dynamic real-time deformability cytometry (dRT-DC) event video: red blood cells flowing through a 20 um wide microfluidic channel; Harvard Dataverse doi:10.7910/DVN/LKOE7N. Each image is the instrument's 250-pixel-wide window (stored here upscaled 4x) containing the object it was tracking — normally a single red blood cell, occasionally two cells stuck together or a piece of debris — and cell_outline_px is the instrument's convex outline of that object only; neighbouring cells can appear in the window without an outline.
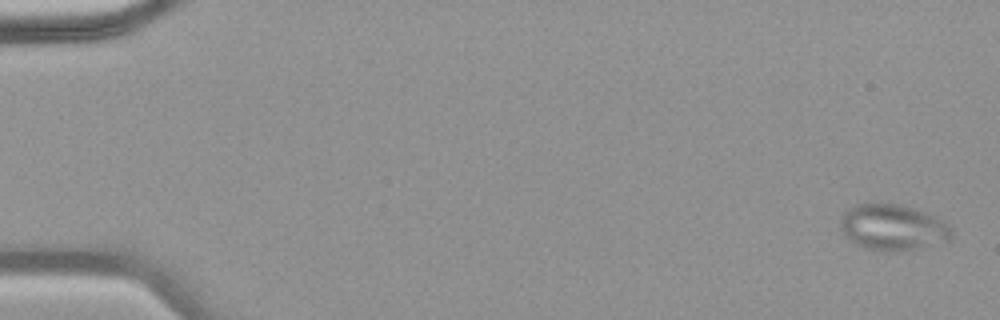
{"species": "common noctule bat (a hibernating species)", "species_latin": "Nyctalus noctula", "temperature_condition": "warm", "stored_images_in_passage": 70, "camera_frame_rate_fps": 3000, "um_per_image_px": 0.085, "animal": {"sex": "female", "body_mass_g": 18.4}, "frame": {"image": 1, "passage_image": 2, "time_ms": 0.333, "image_size_px": [1000, 320], "cell_outline_px": [[952, 236], [948, 240], [904, 252], [884, 252], [864, 248], [856, 244], [844, 236], [840, 228], [840, 216], [848, 208], [864, 200], [900, 204], [936, 216], [948, 224], [952, 228]], "centroid_in_image_um": [75.83, 19.3], "position_along_channel_um": 9.2, "area_um2": 30.75}}
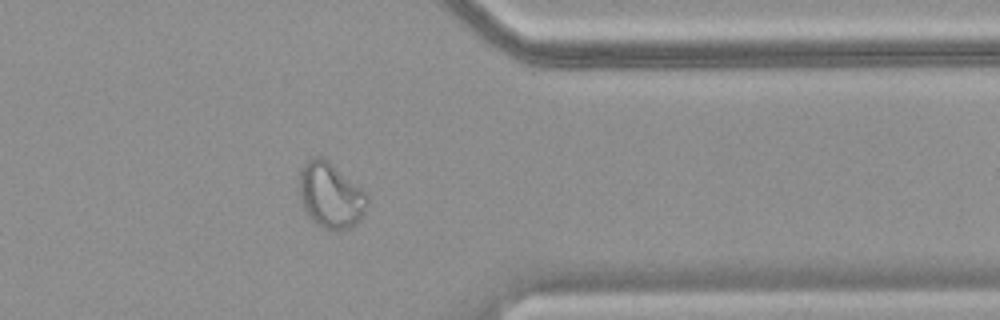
{"frame": {"image": 2, "passage_image": 57, "time_ms": 18.667, "image_size_px": [1000, 320], "cell_outline_px": [[368, 200], [364, 212], [360, 220], [352, 228], [324, 228], [316, 224], [304, 212], [300, 200], [300, 168], [312, 156], [320, 156], [328, 160], [360, 188], [368, 196]], "centroid_in_image_um": [28.07, 16.59], "position_along_channel_um": 383.3, "area_um2": 25.66}}
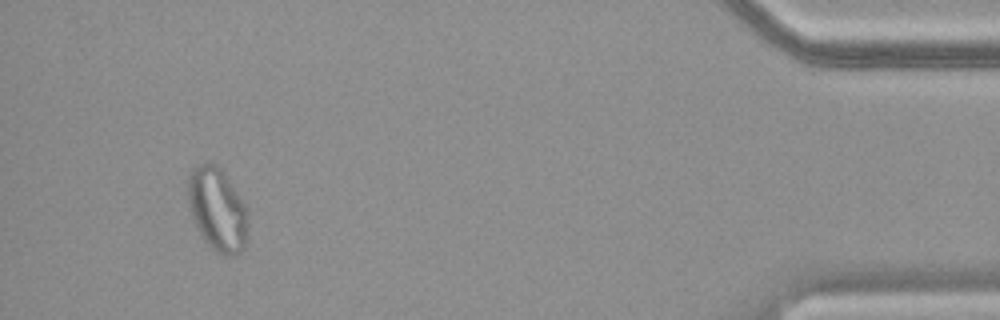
{"frame": {"image": 3, "passage_image": 66, "time_ms": 21.667, "image_size_px": [1000, 320], "cell_outline_px": [[248, 216], [244, 248], [240, 252], [232, 256], [228, 256], [216, 252], [204, 240], [192, 216], [188, 204], [188, 176], [192, 168], [196, 164], [204, 160], [212, 160], [224, 172], [244, 204], [248, 212]], "centroid_in_image_um": [18.45, 17.74], "position_along_channel_um": 416.7, "area_um2": 29.25}}